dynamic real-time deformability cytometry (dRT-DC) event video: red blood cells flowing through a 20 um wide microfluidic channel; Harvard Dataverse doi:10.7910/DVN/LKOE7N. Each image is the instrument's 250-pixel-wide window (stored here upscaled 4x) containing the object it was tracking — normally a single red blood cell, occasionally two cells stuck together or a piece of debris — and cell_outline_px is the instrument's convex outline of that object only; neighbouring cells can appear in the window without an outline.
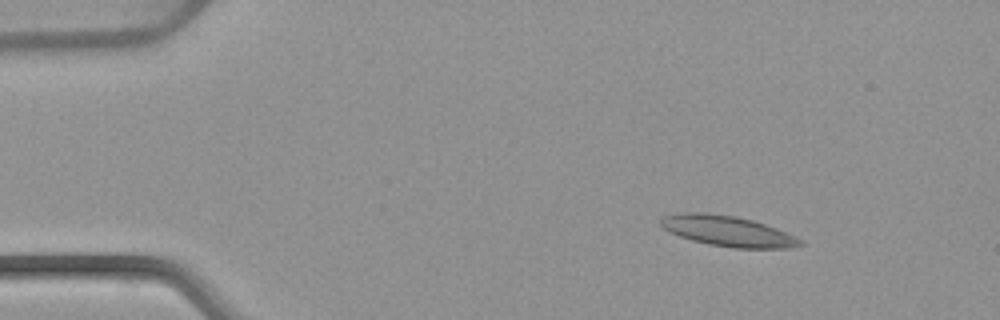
{"species": "common noctule bat (a hibernating species)", "species_latin": "Nyctalus noctula", "temperature_condition": "warm", "stored_images_in_passage": 4, "camera_frame_rate_fps": 3000, "um_per_image_px": 0.085, "animal": {"sex": "female", "body_mass_g": 22.7, "forearm_length_mm": 54.2}, "frame": {"image": 1, "passage_image": 1, "time_ms": 0.0, "image_size_px": [1000, 320], "cell_outline_px": [[804, 244], [788, 248], [732, 248], [708, 244], [692, 240], [680, 236], [664, 228], [660, 224], [660, 220], [664, 216], [680, 212], [704, 212], [736, 216], [752, 220], [776, 228], [796, 236], [804, 240]], "centroid_in_image_um": [61.88, 19.64], "position_along_channel_um": 23.1, "area_um2": 24.8}}